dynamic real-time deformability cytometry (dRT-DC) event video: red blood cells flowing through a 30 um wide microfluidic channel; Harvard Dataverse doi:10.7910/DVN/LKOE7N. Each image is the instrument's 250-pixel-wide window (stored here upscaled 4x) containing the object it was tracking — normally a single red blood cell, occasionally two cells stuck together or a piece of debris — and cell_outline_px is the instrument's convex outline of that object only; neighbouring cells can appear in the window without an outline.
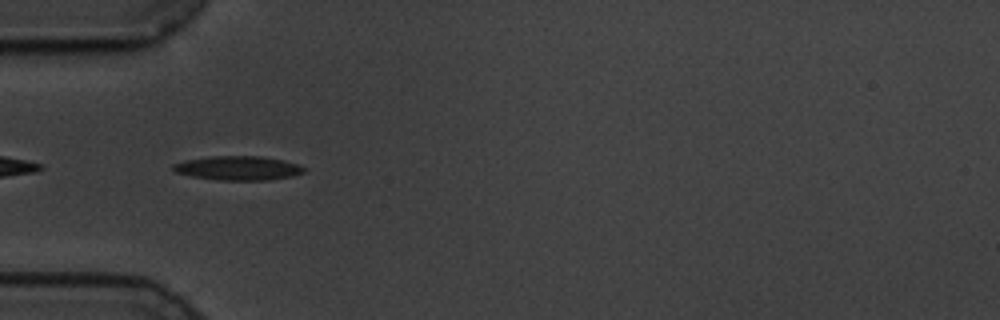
{"species": "common noctule bat (a hibernating species)", "species_latin": "Nyctalus noctula", "temperature_condition": "cold", "stored_images_in_passage": 42, "camera_frame_rate_fps": 3000, "um_per_image_px": 0.085, "animal": {"sex": "male", "body_mass_g": 19.5, "forearm_length_mm": 54.6}, "frame": {"image": 1, "passage_image": 2, "time_ms": 0.333, "image_size_px": [1000, 320], "cell_outline_px": [[308, 172], [292, 176], [268, 180], [220, 180], [192, 176], [176, 172], [172, 168], [172, 164], [184, 160], [208, 156], [260, 156], [284, 160], [308, 168]], "centroid_in_image_um": [20.28, 14.28], "position_along_channel_um": 64.7, "area_um2": 18.55}}
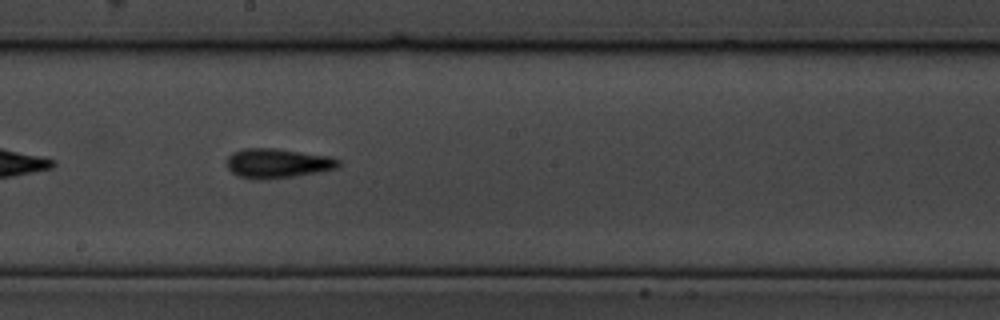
{"frame": {"image": 2, "passage_image": 16, "time_ms": 5.0, "image_size_px": [1000, 320], "cell_outline_px": [[340, 164], [336, 168], [316, 172], [292, 176], [264, 180], [256, 180], [240, 176], [232, 172], [228, 168], [228, 156], [232, 152], [244, 148], [276, 148], [328, 156], [340, 160]], "centroid_in_image_um": [23.56, 13.87], "position_along_channel_um": 224.6, "area_um2": 19.02}}
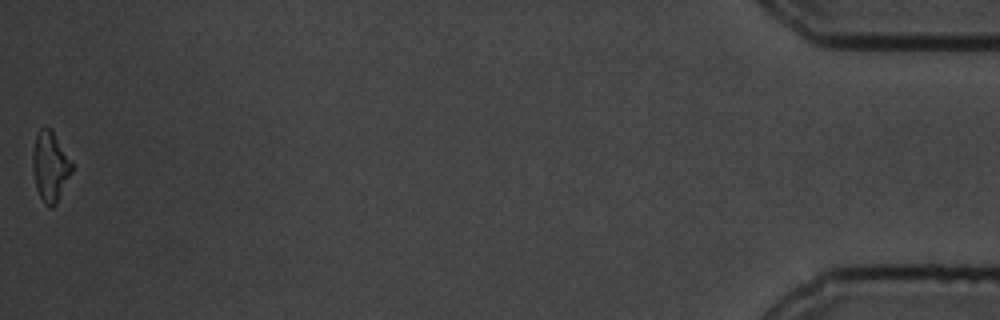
{"frame": {"image": 3, "passage_image": 42, "time_ms": 13.667, "image_size_px": [1000, 320], "cell_outline_px": [[72, 172], [56, 204], [52, 208], [48, 208], [44, 204], [36, 188], [32, 172], [32, 152], [36, 136], [40, 128], [44, 124], [52, 128], [72, 164]], "centroid_in_image_um": [4.24, 14.13], "position_along_channel_um": 431.0, "area_um2": 16.18}, "authors_computed_cell_mechanics": {"area_um2": 17.3978, "velocity_mm_per_s": 3.4547, "shape_relaxation_time_tau1_ms": 3.2361, "shape_relaxation_time_tau2_ms": 5.0287, "deformation_change_tau1": 0.1482, "deformation_change_tau2": 0.1536}}